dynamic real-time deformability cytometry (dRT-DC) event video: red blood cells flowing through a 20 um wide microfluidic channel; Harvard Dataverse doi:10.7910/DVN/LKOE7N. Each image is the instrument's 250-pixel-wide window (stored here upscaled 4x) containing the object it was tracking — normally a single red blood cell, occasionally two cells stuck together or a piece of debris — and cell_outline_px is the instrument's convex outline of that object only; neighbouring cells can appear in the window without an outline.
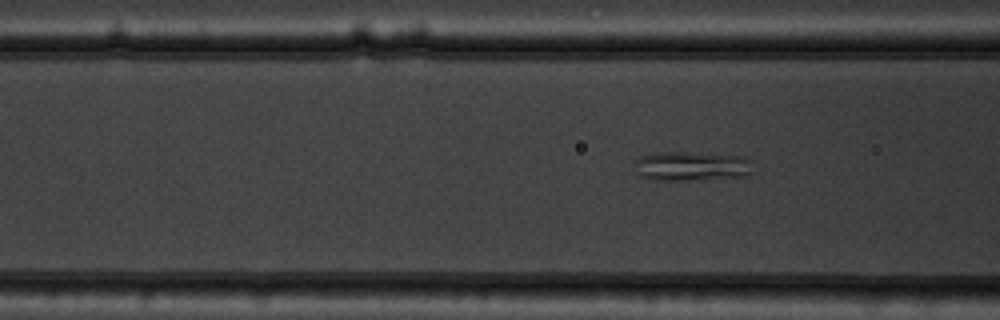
{"species": "common noctule bat (a hibernating species)", "species_latin": "Nyctalus noctula", "temperature_condition": "warm", "stored_images_in_passage": 22, "camera_frame_rate_fps": 3000, "um_per_image_px": 0.085, "animal": {"sex": "male", "body_mass_g": 19.5, "forearm_length_mm": 54.6}, "frame": {"image": 1, "passage_image": 22, "time_ms": 7.0, "image_size_px": [1000, 320], "cell_outline_px": [[752, 172], [748, 176], [704, 180], [648, 180], [640, 176], [636, 172], [636, 160], [640, 156], [652, 152], [692, 152], [744, 156], [752, 160]], "centroid_in_image_um": [58.81, 14.13], "position_along_channel_um": 107.8, "area_um2": 20.92}}